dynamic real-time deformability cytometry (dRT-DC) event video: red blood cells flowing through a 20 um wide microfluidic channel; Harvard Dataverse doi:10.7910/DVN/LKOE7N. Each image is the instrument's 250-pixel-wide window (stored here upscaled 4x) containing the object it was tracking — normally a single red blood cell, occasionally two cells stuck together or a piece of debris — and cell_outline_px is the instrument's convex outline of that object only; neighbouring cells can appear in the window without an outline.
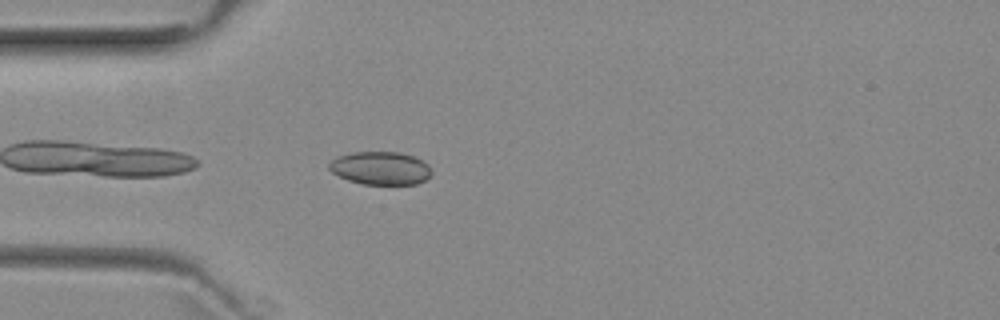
{"species": "common noctule bat (a hibernating species)", "species_latin": "Nyctalus noctula", "temperature_condition": "room temperature", "stored_images_in_passage": 5, "camera_frame_rate_fps": 3000, "um_per_image_px": 0.085, "animal": {"sex": "female", "body_mass_g": 29.2, "forearm_length_mm": 56.3}, "frame": {"image": 1, "passage_image": 5, "time_ms": 4.667, "image_size_px": [1000, 320], "cell_outline_px": [[432, 172], [424, 180], [416, 184], [364, 184], [348, 180], [332, 172], [328, 168], [328, 164], [336, 156], [352, 152], [400, 152], [424, 160], [428, 164]], "centroid_in_image_um": [32.33, 14.28], "position_along_channel_um": 52.7, "area_um2": 19.77}}